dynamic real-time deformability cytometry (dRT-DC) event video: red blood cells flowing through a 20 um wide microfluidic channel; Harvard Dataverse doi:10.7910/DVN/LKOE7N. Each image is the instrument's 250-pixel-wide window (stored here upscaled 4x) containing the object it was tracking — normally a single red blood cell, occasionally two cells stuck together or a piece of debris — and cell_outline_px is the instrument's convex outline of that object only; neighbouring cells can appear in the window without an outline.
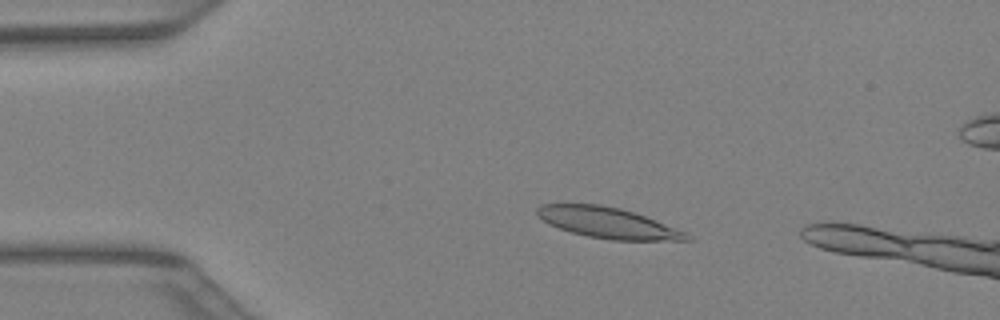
{"species": "Egyptian fruit bat (a non-hibernating species)", "species_latin": "Rousettus aegyptiacus", "temperature_condition": "warm", "stored_images_in_passage": 43, "camera_frame_rate_fps": 3000, "um_per_image_px": 0.085, "animal": {"sex": "female"}, "frame": {"image": 1, "passage_image": 9, "time_ms": 2.667, "image_size_px": [1000, 320], "cell_outline_px": [[692, 240], [612, 240], [588, 236], [572, 232], [548, 224], [536, 216], [536, 208], [540, 204], [600, 204], [620, 208], [656, 220], [688, 232], [692, 236]], "centroid_in_image_um": [51.67, 18.94], "position_along_channel_um": 33.3, "area_um2": 26.82}}
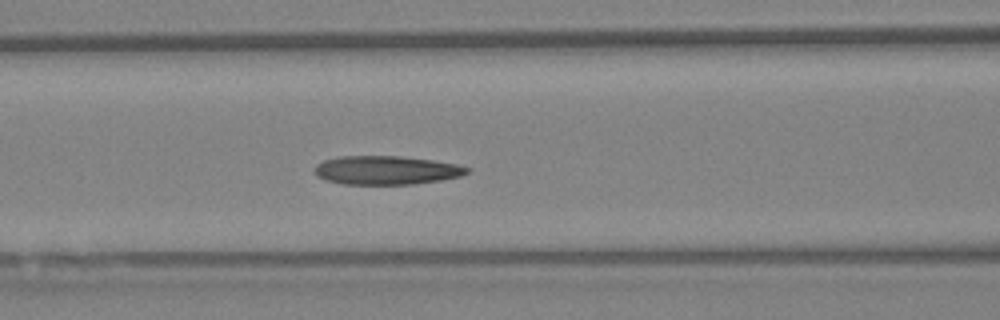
{"frame": {"image": 2, "passage_image": 18, "time_ms": 5.667, "image_size_px": [1000, 320], "cell_outline_px": [[472, 168], [468, 172], [460, 176], [440, 180], [412, 184], [344, 184], [328, 180], [316, 176], [316, 164], [324, 160], [340, 156], [400, 156], [432, 160], [456, 164]], "centroid_in_image_um": [32.85, 14.46], "position_along_channel_um": 133.8, "area_um2": 25.32}}
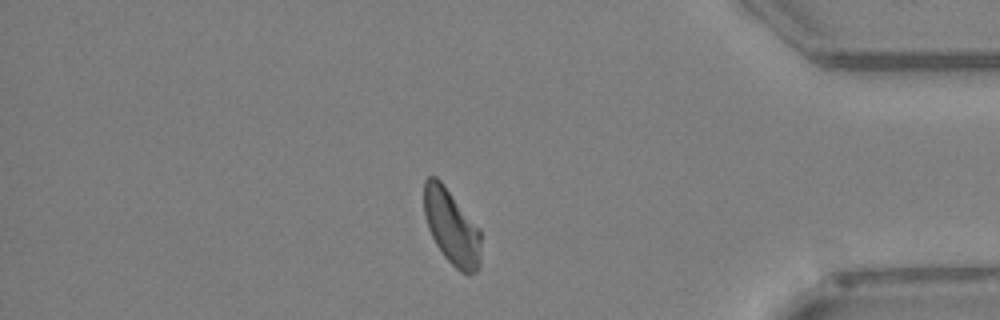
{"frame": {"image": 3, "passage_image": 36, "time_ms": 11.667, "image_size_px": [1000, 320], "cell_outline_px": [[480, 264], [476, 272], [468, 276], [460, 272], [444, 256], [436, 244], [428, 228], [424, 212], [424, 180], [428, 176], [436, 176], [440, 180], [480, 228]], "centroid_in_image_um": [38.39, 19.31], "position_along_channel_um": 396.8, "area_um2": 24.97}}